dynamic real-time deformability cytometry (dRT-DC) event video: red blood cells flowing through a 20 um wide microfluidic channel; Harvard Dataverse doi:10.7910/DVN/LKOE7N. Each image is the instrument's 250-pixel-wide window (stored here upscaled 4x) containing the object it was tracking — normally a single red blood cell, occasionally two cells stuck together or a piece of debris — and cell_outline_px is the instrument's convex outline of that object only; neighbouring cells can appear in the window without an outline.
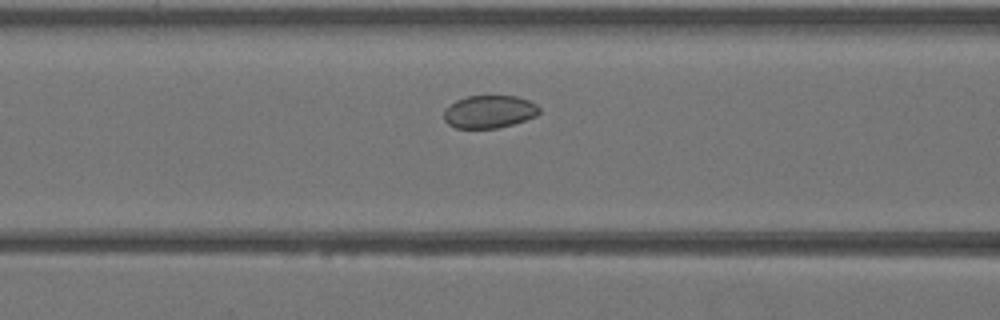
{"species": "Egyptian fruit bat (a non-hibernating species)", "species_latin": "Rousettus aegyptiacus", "temperature_condition": "warm", "stored_images_in_passage": 36, "camera_frame_rate_fps": 3000, "um_per_image_px": 0.085, "animal": {"sex": "female"}, "frame": {"image": 1, "passage_image": 11, "time_ms": 3.333, "image_size_px": [1000, 320], "cell_outline_px": [[540, 112], [536, 116], [512, 124], [496, 128], [456, 128], [448, 124], [444, 120], [444, 108], [456, 100], [468, 96], [516, 96], [528, 100], [536, 104], [540, 108]], "centroid_in_image_um": [41.57, 9.49], "position_along_channel_um": 125.0, "area_um2": 18.21}}
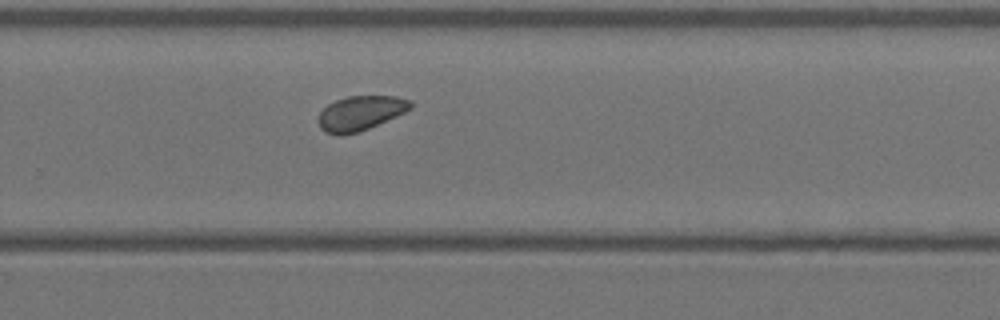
{"frame": {"image": 2, "passage_image": 22, "time_ms": 7.0, "image_size_px": [1000, 320], "cell_outline_px": [[412, 108], [396, 116], [368, 128], [356, 132], [340, 136], [324, 132], [320, 128], [316, 120], [320, 112], [328, 104], [336, 100], [348, 96], [396, 96], [412, 100]], "centroid_in_image_um": [30.6, 9.61], "position_along_channel_um": 299.2, "area_um2": 18.61}}
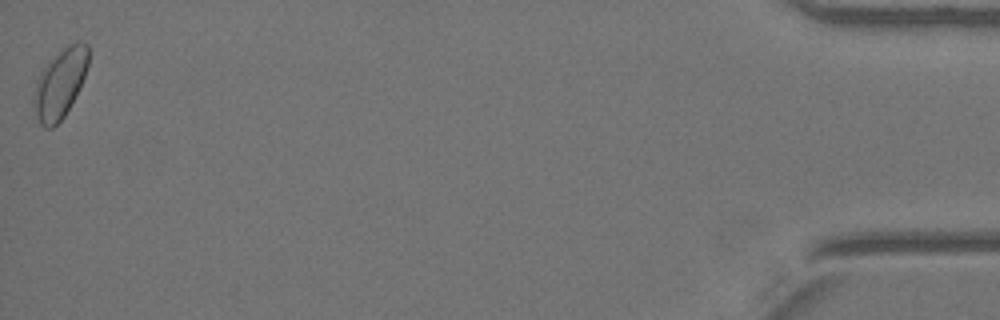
{"frame": {"image": 3, "passage_image": 36, "time_ms": 11.667, "image_size_px": [1000, 320], "cell_outline_px": [[88, 64], [84, 76], [64, 116], [52, 128], [44, 128], [40, 124], [36, 116], [32, 100], [36, 84], [44, 68], [68, 44], [76, 40], [84, 40], [88, 44]], "centroid_in_image_um": [5.11, 7.09], "position_along_channel_um": 430.1, "area_um2": 21.39}}